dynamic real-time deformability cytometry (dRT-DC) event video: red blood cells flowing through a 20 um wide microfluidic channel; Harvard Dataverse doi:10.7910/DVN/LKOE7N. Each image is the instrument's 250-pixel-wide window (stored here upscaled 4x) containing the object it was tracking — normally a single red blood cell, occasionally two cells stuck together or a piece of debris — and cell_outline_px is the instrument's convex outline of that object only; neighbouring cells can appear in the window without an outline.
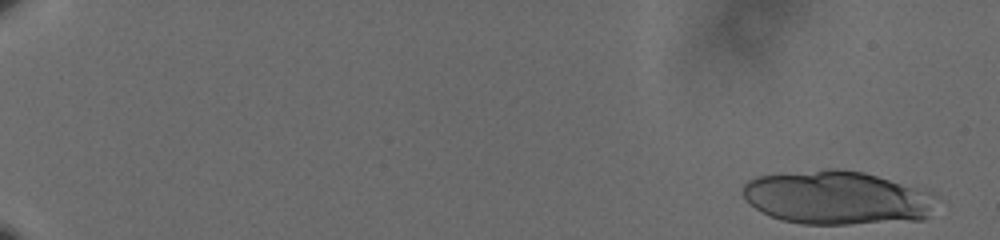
{"species": "human", "species_latin": "Homo sapiens", "temperature_condition": "cold", "stored_images_in_passage": 24, "camera_frame_rate_fps": 3000, "um_per_image_px": 0.085, "donor": {"sex": "male"}, "frame": {"image": 1, "passage_image": 2, "time_ms": 0.333, "image_size_px": [1000, 240], "cell_outline_px": [[936, 196], [928, 216], [924, 220], [848, 224], [804, 224], [780, 220], [756, 208], [740, 192], [744, 184], [748, 180], [756, 176], [828, 168], [836, 168], [864, 172], [928, 188]], "centroid_in_image_um": [71.2, 16.79], "position_along_channel_um": 13.8, "area_um2": 61.15}}
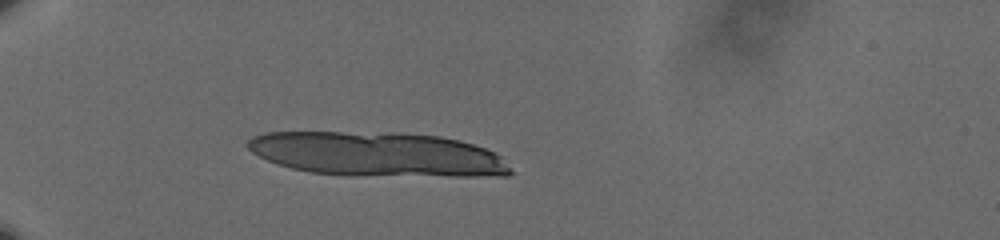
{"frame": {"image": 2, "passage_image": 19, "time_ms": 6.0, "image_size_px": [1000, 240], "cell_outline_px": [[516, 172], [508, 176], [352, 176], [312, 172], [292, 168], [268, 160], [252, 152], [244, 144], [252, 136], [264, 132], [392, 132], [440, 136], [460, 140], [484, 148], [500, 156]], "centroid_in_image_um": [32.11, 13.11], "position_along_channel_um": 52.9, "area_um2": 68.61}}